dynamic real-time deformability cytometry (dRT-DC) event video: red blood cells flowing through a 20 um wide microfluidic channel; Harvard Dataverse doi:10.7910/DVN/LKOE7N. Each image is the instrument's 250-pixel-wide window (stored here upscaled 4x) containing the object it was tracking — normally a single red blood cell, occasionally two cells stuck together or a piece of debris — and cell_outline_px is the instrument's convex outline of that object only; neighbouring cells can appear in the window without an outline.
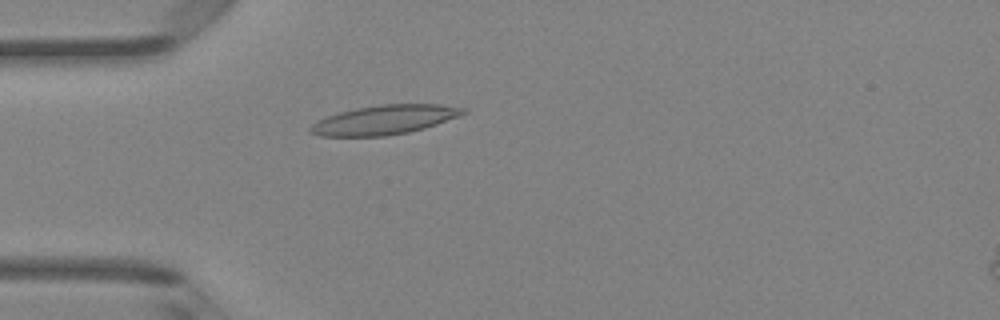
{"species": "Egyptian fruit bat (a non-hibernating species)", "species_latin": "Rousettus aegyptiacus", "temperature_condition": "room temperature", "stored_images_in_passage": 29, "camera_frame_rate_fps": 3000, "um_per_image_px": 0.085, "animal": {"sex": "female"}, "frame": {"image": 1, "passage_image": 1, "time_ms": 0.0, "image_size_px": [1000, 320], "cell_outline_px": [[468, 112], [460, 116], [424, 128], [408, 132], [384, 136], [320, 136], [308, 132], [308, 128], [316, 120], [340, 112], [356, 108], [380, 104], [440, 104], [468, 108]], "centroid_in_image_um": [32.69, 10.18], "position_along_channel_um": 52.3, "area_um2": 26.18}}
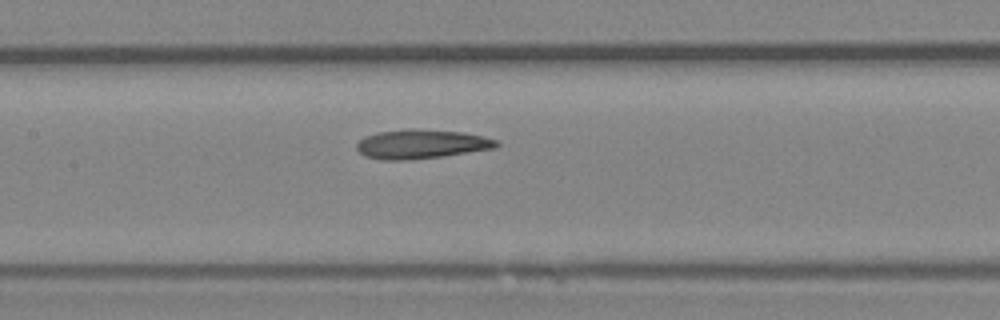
{"frame": {"image": 2, "passage_image": 10, "time_ms": 3.0, "image_size_px": [1000, 320], "cell_outline_px": [[500, 144], [496, 148], [444, 156], [408, 160], [380, 160], [364, 156], [356, 148], [356, 144], [364, 136], [376, 132], [408, 128], [412, 128], [464, 132], [484, 136], [496, 140]], "centroid_in_image_um": [35.8, 12.24], "position_along_channel_um": 171.6, "area_um2": 24.1}}
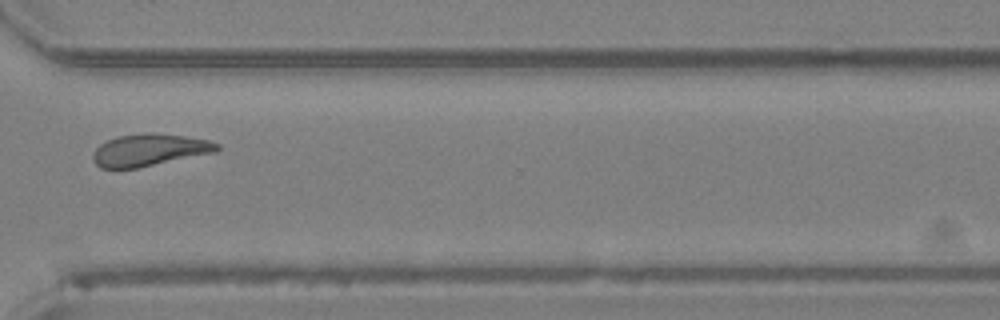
{"frame": {"image": 3, "passage_image": 23, "time_ms": 7.333, "image_size_px": [1000, 320], "cell_outline_px": [[220, 148], [216, 152], [136, 168], [100, 168], [92, 160], [92, 156], [96, 148], [100, 144], [116, 136], [184, 136], [208, 140], [220, 144]], "centroid_in_image_um": [12.69, 12.8], "position_along_channel_um": 357.9, "area_um2": 22.14}, "authors_computed_cell_mechanics": {"area_um2": 23.3512, "velocity_mm_per_s": 4.2889, "shape_relaxation_time_tau1_ms": null, "shape_relaxation_time_tau2_ms": 3.2238, "deformation_change_tau1": null, "deformation_change_tau2": 0.1213}}